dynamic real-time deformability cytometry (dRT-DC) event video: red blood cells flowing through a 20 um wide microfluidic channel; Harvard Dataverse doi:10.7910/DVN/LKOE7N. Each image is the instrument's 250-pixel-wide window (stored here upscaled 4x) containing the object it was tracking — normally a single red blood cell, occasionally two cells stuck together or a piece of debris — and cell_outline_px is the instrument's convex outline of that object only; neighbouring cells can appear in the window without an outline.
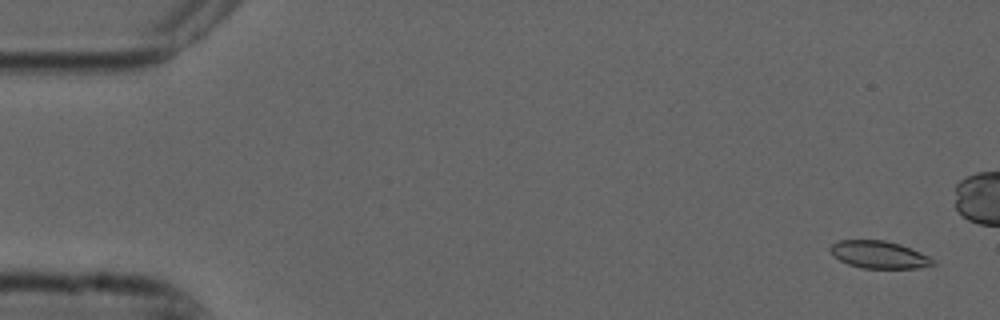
{"species": "common noctule bat (a hibernating species)", "species_latin": "Nyctalus noctula", "temperature_condition": "cold", "stored_images_in_passage": 55, "camera_frame_rate_fps": 3000, "um_per_image_px": 0.085, "animal": {"sex": "male", "forearm_length_mm": 52.5}, "frame": {"image": 1, "passage_image": 3, "time_ms": 0.667, "image_size_px": [1000, 320], "cell_outline_px": [[936, 264], [916, 268], [860, 268], [848, 264], [832, 256], [828, 248], [832, 244], [840, 240], [884, 240], [900, 244], [920, 252], [936, 260]], "centroid_in_image_um": [74.7, 21.65], "position_along_channel_um": 10.3, "area_um2": 16.47}}
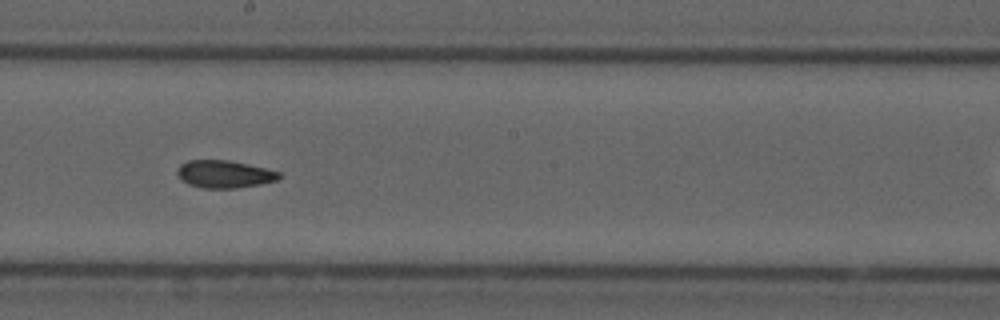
{"frame": {"image": 2, "passage_image": 31, "time_ms": 10.0, "image_size_px": [1000, 320], "cell_outline_px": [[280, 176], [276, 180], [260, 184], [236, 188], [200, 188], [188, 184], [180, 180], [176, 172], [176, 168], [180, 164], [188, 160], [228, 160], [248, 164], [280, 172]], "centroid_in_image_um": [19.0, 14.8], "position_along_channel_um": 229.2, "area_um2": 16.42}}
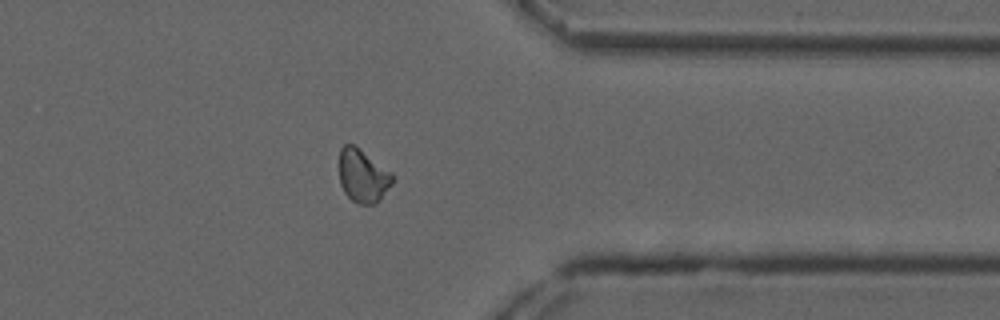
{"frame": {"image": 3, "passage_image": 44, "time_ms": 14.333, "image_size_px": [1000, 320], "cell_outline_px": [[392, 184], [380, 200], [372, 204], [356, 204], [344, 192], [340, 184], [340, 148], [344, 144], [352, 144], [392, 172]], "centroid_in_image_um": [30.83, 14.97], "position_along_channel_um": 380.6, "area_um2": 16.3}}